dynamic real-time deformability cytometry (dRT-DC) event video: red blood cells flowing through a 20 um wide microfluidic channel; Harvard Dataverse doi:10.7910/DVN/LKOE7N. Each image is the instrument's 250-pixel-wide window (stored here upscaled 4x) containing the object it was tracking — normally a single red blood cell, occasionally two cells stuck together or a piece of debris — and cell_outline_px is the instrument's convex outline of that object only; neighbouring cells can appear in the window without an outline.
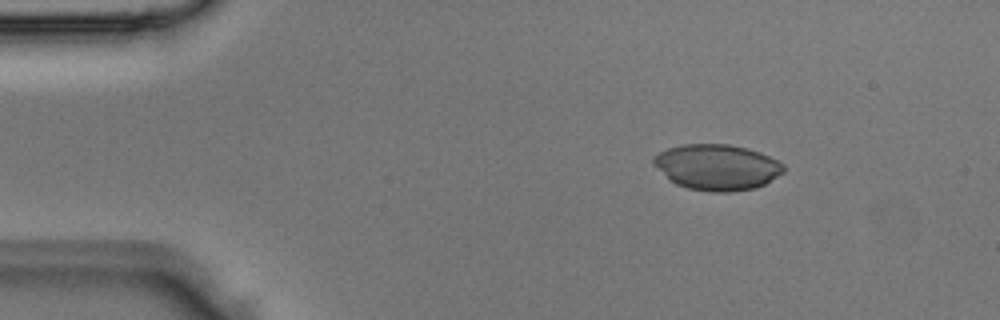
{"species": "Egyptian fruit bat (a non-hibernating species)", "species_latin": "Rousettus aegyptiacus", "temperature_condition": "room temperature", "stored_images_in_passage": 6, "camera_frame_rate_fps": 3000, "um_per_image_px": 0.085, "animal": {"sex": "male"}, "frame": {"image": 1, "passage_image": 1, "time_ms": 0.0, "image_size_px": [1000, 320], "cell_outline_px": [[784, 172], [764, 184], [756, 188], [728, 192], [712, 192], [688, 188], [676, 184], [652, 164], [652, 156], [668, 148], [680, 144], [728, 144], [748, 148], [760, 152], [784, 164]], "centroid_in_image_um": [60.94, 14.2], "position_along_channel_um": 24.1, "area_um2": 34.68}}
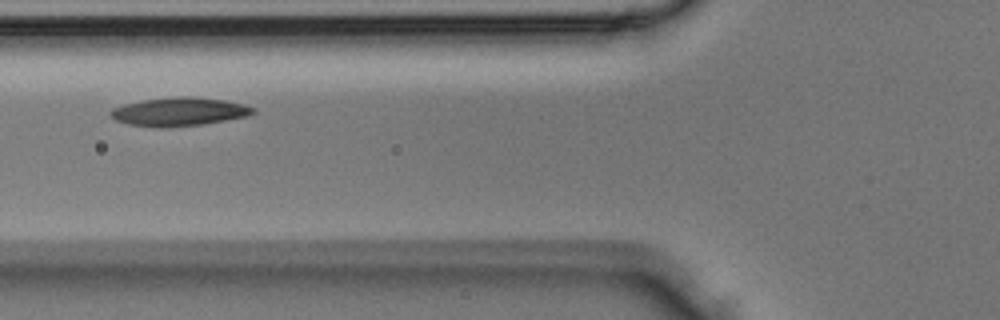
{"frame": {"image": 2, "passage_image": 5, "time_ms": 1.333, "image_size_px": [1000, 320], "cell_outline_px": [[256, 112], [248, 116], [204, 124], [160, 128], [128, 124], [116, 120], [112, 116], [112, 108], [124, 104], [140, 100], [180, 96], [192, 96], [224, 100], [244, 104], [256, 108]], "centroid_in_image_um": [15.27, 9.49], "position_along_channel_um": 110.5, "area_um2": 23.7}}
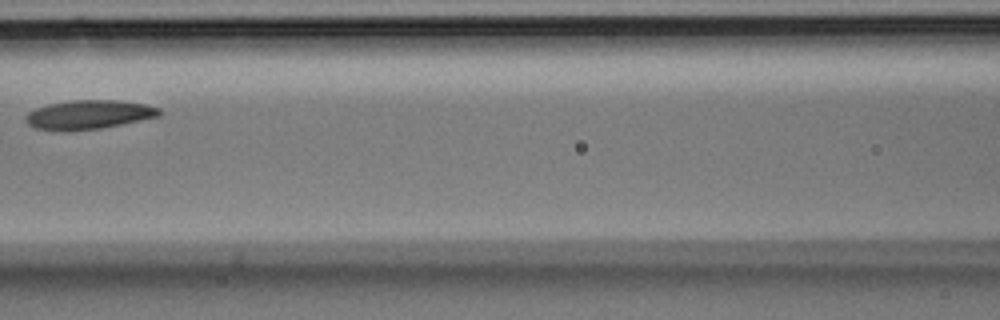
{"frame": {"image": 3, "passage_image": 6, "time_ms": 1.667, "image_size_px": [1000, 320], "cell_outline_px": [[164, 112], [160, 116], [100, 128], [36, 128], [28, 124], [28, 112], [36, 108], [48, 104], [72, 100], [116, 100], [144, 104], [160, 108]], "centroid_in_image_um": [7.65, 9.69], "position_along_channel_um": 158.9, "area_um2": 21.56}}